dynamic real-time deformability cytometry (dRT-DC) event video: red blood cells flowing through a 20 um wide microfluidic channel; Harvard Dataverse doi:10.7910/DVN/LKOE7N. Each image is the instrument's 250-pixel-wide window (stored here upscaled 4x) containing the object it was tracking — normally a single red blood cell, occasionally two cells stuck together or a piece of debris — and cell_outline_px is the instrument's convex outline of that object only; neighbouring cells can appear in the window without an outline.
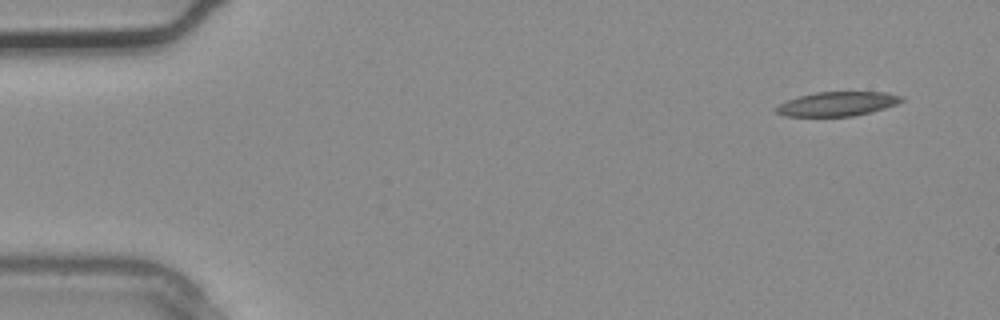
{"species": "common noctule bat (a hibernating species)", "species_latin": "Nyctalus noctula", "temperature_condition": "warm", "stored_images_in_passage": 3, "camera_frame_rate_fps": 3000, "um_per_image_px": 0.085, "animal": {"sex": "male", "body_mass_g": 20.4}, "frame": {"image": 1, "passage_image": 1, "time_ms": 0.0, "image_size_px": [1000, 320], "cell_outline_px": [[904, 100], [896, 104], [884, 108], [852, 116], [784, 116], [776, 112], [776, 108], [780, 104], [788, 100], [800, 96], [816, 92], [884, 92], [904, 96]], "centroid_in_image_um": [71.19, 8.82], "position_along_channel_um": 13.8, "area_um2": 17.46}}